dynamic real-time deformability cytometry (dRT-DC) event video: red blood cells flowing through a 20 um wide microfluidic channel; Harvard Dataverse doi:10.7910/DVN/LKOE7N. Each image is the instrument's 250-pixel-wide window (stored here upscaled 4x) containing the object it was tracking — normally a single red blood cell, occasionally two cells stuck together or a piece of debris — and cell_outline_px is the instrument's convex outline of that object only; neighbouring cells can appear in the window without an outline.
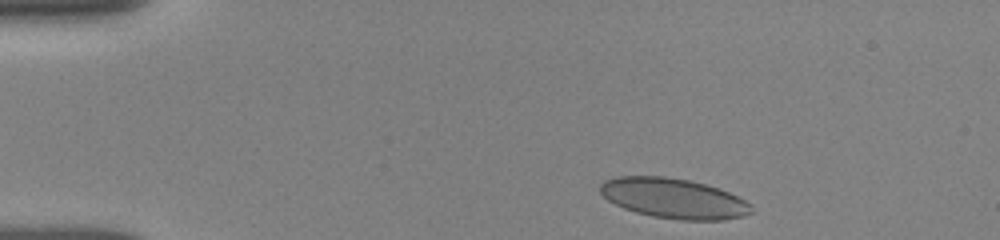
{"species": "human", "species_latin": "Homo sapiens", "temperature_condition": "room temperature", "stored_images_in_passage": 35, "camera_frame_rate_fps": 3000, "um_per_image_px": 0.085, "donor": {"sex": "female"}, "frame": {"image": 1, "passage_image": 2, "time_ms": 0.333, "image_size_px": [1000, 240], "cell_outline_px": [[752, 212], [744, 216], [724, 220], [680, 220], [652, 216], [636, 212], [624, 208], [608, 200], [600, 192], [600, 184], [604, 180], [616, 176], [664, 176], [688, 180], [720, 188], [752, 204]], "centroid_in_image_um": [57.26, 16.86], "position_along_channel_um": 27.7, "area_um2": 35.32}}
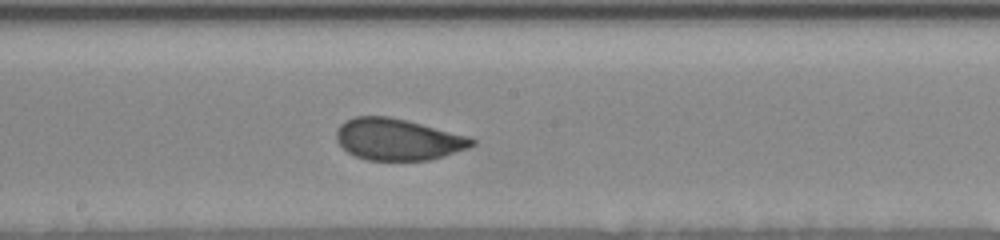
{"frame": {"image": 2, "passage_image": 20, "time_ms": 7.0, "image_size_px": [1000, 240], "cell_outline_px": [[476, 144], [468, 148], [444, 156], [428, 160], [368, 160], [356, 156], [348, 152], [336, 140], [336, 132], [340, 124], [344, 120], [356, 116], [388, 116], [408, 120], [468, 136], [476, 140]], "centroid_in_image_um": [33.82, 11.84], "position_along_channel_um": 214.4, "area_um2": 32.89}}
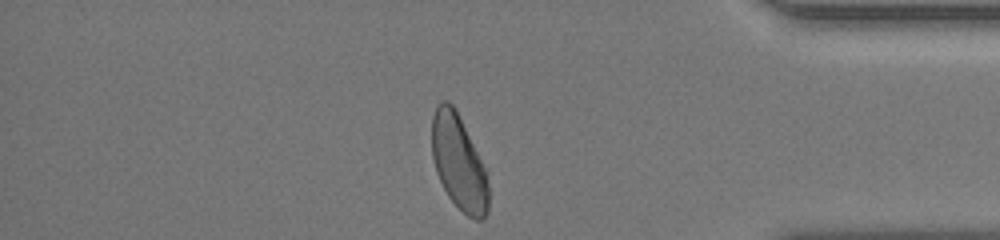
{"frame": {"image": 3, "passage_image": 34, "time_ms": 12.333, "image_size_px": [1000, 240], "cell_outline_px": [[488, 212], [480, 220], [476, 220], [468, 216], [448, 196], [436, 172], [432, 156], [432, 116], [436, 104], [440, 100], [448, 100], [452, 104], [488, 168]], "centroid_in_image_um": [39.01, 13.78], "position_along_channel_um": 396.2, "area_um2": 31.67}, "authors_computed_cell_mechanics": {"area_um2": 33.1772, "velocity_mm_per_s": 3.8466, "shape_relaxation_time_tau1_ms": 3.6371, "shape_relaxation_time_tau2_ms": null, "deformation_change_tau1": 0.1227, "deformation_change_tau2": null}}